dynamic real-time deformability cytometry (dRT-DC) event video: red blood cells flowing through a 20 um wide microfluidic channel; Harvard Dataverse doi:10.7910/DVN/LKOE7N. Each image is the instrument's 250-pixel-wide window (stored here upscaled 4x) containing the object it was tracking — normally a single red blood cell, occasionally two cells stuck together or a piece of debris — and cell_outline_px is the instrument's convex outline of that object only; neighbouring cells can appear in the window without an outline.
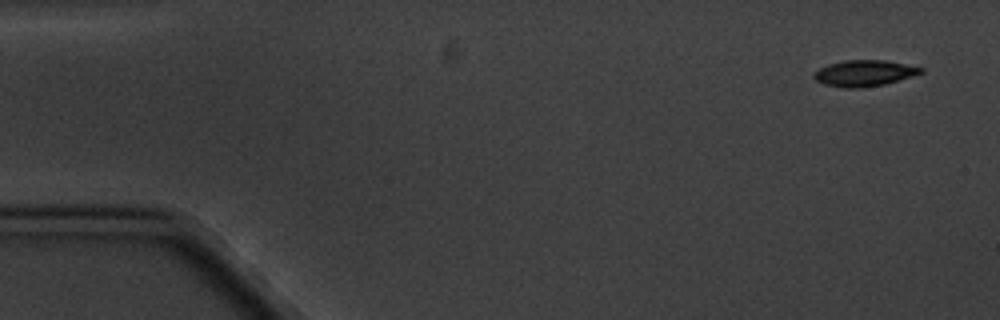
{"species": "common noctule bat (a hibernating species)", "species_latin": "Nyctalus noctula", "temperature_condition": "cold", "stored_images_in_passage": 4, "camera_frame_rate_fps": 3000, "um_per_image_px": 0.085, "animal": {"sex": "male", "body_mass_g": 20.1, "forearm_length_mm": 53.5}, "frame": {"image": 1, "passage_image": 1, "time_ms": 0.0, "image_size_px": [1000, 320], "cell_outline_px": [[924, 72], [912, 76], [884, 84], [860, 88], [844, 88], [824, 84], [816, 80], [812, 76], [820, 68], [828, 64], [844, 60], [884, 60], [924, 68]], "centroid_in_image_um": [73.45, 6.22], "position_along_channel_um": 11.5, "area_um2": 16.13}}
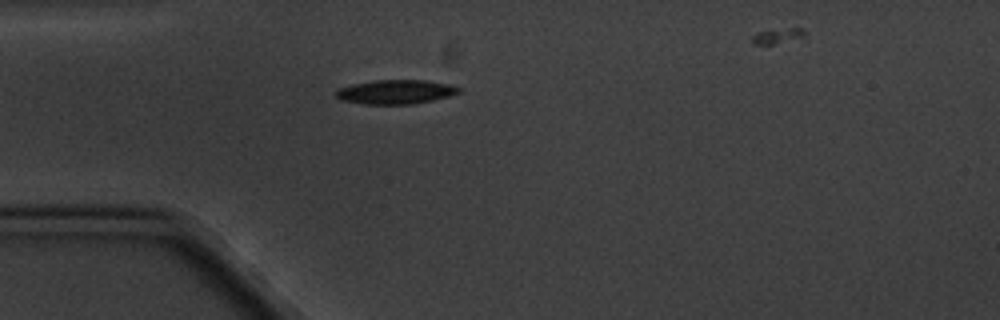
{"frame": {"image": 2, "passage_image": 4, "time_ms": 4.333, "image_size_px": [1000, 320], "cell_outline_px": [[460, 92], [448, 96], [432, 100], [412, 104], [364, 104], [340, 100], [332, 92], [340, 88], [352, 84], [372, 80], [424, 80], [448, 84], [460, 88]], "centroid_in_image_um": [33.56, 7.81], "position_along_channel_um": 51.4, "area_um2": 17.28}}